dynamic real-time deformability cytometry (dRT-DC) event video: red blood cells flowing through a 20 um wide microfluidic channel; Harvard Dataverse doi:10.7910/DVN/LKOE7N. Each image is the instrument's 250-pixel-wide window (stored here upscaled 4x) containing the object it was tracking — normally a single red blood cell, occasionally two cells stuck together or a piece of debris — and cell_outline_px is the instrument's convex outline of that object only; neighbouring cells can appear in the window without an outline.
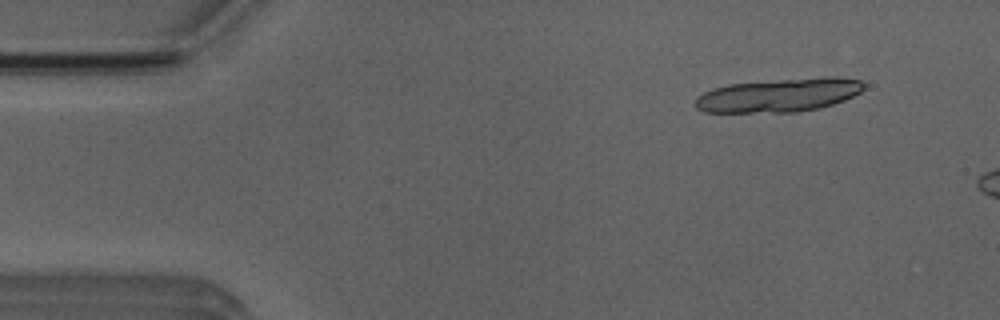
{"species": "Egyptian fruit bat (a non-hibernating species)", "species_latin": "Rousettus aegyptiacus", "temperature_condition": "room temperature", "stored_images_in_passage": 4, "camera_frame_rate_fps": 3000, "um_per_image_px": 0.085, "animal": {"sex": "male"}, "frame": {"image": 1, "passage_image": 2, "time_ms": 1.333, "image_size_px": [1000, 320], "cell_outline_px": [[864, 88], [860, 92], [844, 100], [820, 108], [796, 112], [704, 112], [696, 108], [696, 96], [712, 88], [728, 84], [824, 76], [836, 76], [860, 80], [864, 84]], "centroid_in_image_um": [66.21, 8.08], "position_along_channel_um": 18.8, "area_um2": 33.06}}